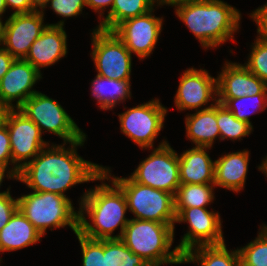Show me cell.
<instances>
[{
  "instance_id": "4",
  "label": "cell",
  "mask_w": 267,
  "mask_h": 266,
  "mask_svg": "<svg viewBox=\"0 0 267 266\" xmlns=\"http://www.w3.org/2000/svg\"><path fill=\"white\" fill-rule=\"evenodd\" d=\"M175 223L130 219L120 240L150 266L182 264L183 254L174 243Z\"/></svg>"
},
{
  "instance_id": "15",
  "label": "cell",
  "mask_w": 267,
  "mask_h": 266,
  "mask_svg": "<svg viewBox=\"0 0 267 266\" xmlns=\"http://www.w3.org/2000/svg\"><path fill=\"white\" fill-rule=\"evenodd\" d=\"M174 98L178 110L199 111L210 100L217 102V78L209 75L205 69L188 68L180 78Z\"/></svg>"
},
{
  "instance_id": "37",
  "label": "cell",
  "mask_w": 267,
  "mask_h": 266,
  "mask_svg": "<svg viewBox=\"0 0 267 266\" xmlns=\"http://www.w3.org/2000/svg\"><path fill=\"white\" fill-rule=\"evenodd\" d=\"M6 7L12 8L15 11L12 14L30 13L35 11L29 0H4Z\"/></svg>"
},
{
  "instance_id": "12",
  "label": "cell",
  "mask_w": 267,
  "mask_h": 266,
  "mask_svg": "<svg viewBox=\"0 0 267 266\" xmlns=\"http://www.w3.org/2000/svg\"><path fill=\"white\" fill-rule=\"evenodd\" d=\"M175 222L189 224V231L184 234L177 246L183 255L196 246L225 243L218 212L199 207L183 208L176 215Z\"/></svg>"
},
{
  "instance_id": "41",
  "label": "cell",
  "mask_w": 267,
  "mask_h": 266,
  "mask_svg": "<svg viewBox=\"0 0 267 266\" xmlns=\"http://www.w3.org/2000/svg\"><path fill=\"white\" fill-rule=\"evenodd\" d=\"M194 1H199V0H156V4H158L159 6H163V5H171V6H177L183 3H188V2H194Z\"/></svg>"
},
{
  "instance_id": "30",
  "label": "cell",
  "mask_w": 267,
  "mask_h": 266,
  "mask_svg": "<svg viewBox=\"0 0 267 266\" xmlns=\"http://www.w3.org/2000/svg\"><path fill=\"white\" fill-rule=\"evenodd\" d=\"M260 229L253 241L238 249L241 266H267V226Z\"/></svg>"
},
{
  "instance_id": "9",
  "label": "cell",
  "mask_w": 267,
  "mask_h": 266,
  "mask_svg": "<svg viewBox=\"0 0 267 266\" xmlns=\"http://www.w3.org/2000/svg\"><path fill=\"white\" fill-rule=\"evenodd\" d=\"M92 59L97 75L130 80L132 54L113 31L95 28L92 32Z\"/></svg>"
},
{
  "instance_id": "26",
  "label": "cell",
  "mask_w": 267,
  "mask_h": 266,
  "mask_svg": "<svg viewBox=\"0 0 267 266\" xmlns=\"http://www.w3.org/2000/svg\"><path fill=\"white\" fill-rule=\"evenodd\" d=\"M215 187L214 184H180L174 195L175 214L183 208H206L213 203Z\"/></svg>"
},
{
  "instance_id": "31",
  "label": "cell",
  "mask_w": 267,
  "mask_h": 266,
  "mask_svg": "<svg viewBox=\"0 0 267 266\" xmlns=\"http://www.w3.org/2000/svg\"><path fill=\"white\" fill-rule=\"evenodd\" d=\"M251 53L244 65L267 85V41L256 38Z\"/></svg>"
},
{
  "instance_id": "29",
  "label": "cell",
  "mask_w": 267,
  "mask_h": 266,
  "mask_svg": "<svg viewBox=\"0 0 267 266\" xmlns=\"http://www.w3.org/2000/svg\"><path fill=\"white\" fill-rule=\"evenodd\" d=\"M217 102L230 110L237 119L245 121L253 127L249 116L267 108V94L245 95L234 99H217Z\"/></svg>"
},
{
  "instance_id": "38",
  "label": "cell",
  "mask_w": 267,
  "mask_h": 266,
  "mask_svg": "<svg viewBox=\"0 0 267 266\" xmlns=\"http://www.w3.org/2000/svg\"><path fill=\"white\" fill-rule=\"evenodd\" d=\"M114 0H86L87 7H90L95 12L99 13V17H104V12L106 8L110 7L107 11V15L111 13V9L113 6ZM103 14V15H102Z\"/></svg>"
},
{
  "instance_id": "28",
  "label": "cell",
  "mask_w": 267,
  "mask_h": 266,
  "mask_svg": "<svg viewBox=\"0 0 267 266\" xmlns=\"http://www.w3.org/2000/svg\"><path fill=\"white\" fill-rule=\"evenodd\" d=\"M216 121L220 139L241 140L251 134L253 127L245 121L237 119L224 105L216 102Z\"/></svg>"
},
{
  "instance_id": "40",
  "label": "cell",
  "mask_w": 267,
  "mask_h": 266,
  "mask_svg": "<svg viewBox=\"0 0 267 266\" xmlns=\"http://www.w3.org/2000/svg\"><path fill=\"white\" fill-rule=\"evenodd\" d=\"M5 174H6V176H5ZM4 176L7 177L8 179L11 178V179L17 180V176L13 173V170H7V169H4V168L0 167V186H1L2 182H3V179L5 178ZM9 190L10 189L7 188V191L0 192V196L8 193Z\"/></svg>"
},
{
  "instance_id": "7",
  "label": "cell",
  "mask_w": 267,
  "mask_h": 266,
  "mask_svg": "<svg viewBox=\"0 0 267 266\" xmlns=\"http://www.w3.org/2000/svg\"><path fill=\"white\" fill-rule=\"evenodd\" d=\"M18 109L39 127L41 133H53L64 143L75 142L85 135L56 100L39 91Z\"/></svg>"
},
{
  "instance_id": "3",
  "label": "cell",
  "mask_w": 267,
  "mask_h": 266,
  "mask_svg": "<svg viewBox=\"0 0 267 266\" xmlns=\"http://www.w3.org/2000/svg\"><path fill=\"white\" fill-rule=\"evenodd\" d=\"M175 14L205 49L233 40L241 13L223 0H199L175 6Z\"/></svg>"
},
{
  "instance_id": "33",
  "label": "cell",
  "mask_w": 267,
  "mask_h": 266,
  "mask_svg": "<svg viewBox=\"0 0 267 266\" xmlns=\"http://www.w3.org/2000/svg\"><path fill=\"white\" fill-rule=\"evenodd\" d=\"M51 9L59 16L63 18L74 17L80 15L86 0H49Z\"/></svg>"
},
{
  "instance_id": "5",
  "label": "cell",
  "mask_w": 267,
  "mask_h": 266,
  "mask_svg": "<svg viewBox=\"0 0 267 266\" xmlns=\"http://www.w3.org/2000/svg\"><path fill=\"white\" fill-rule=\"evenodd\" d=\"M18 209L44 236L46 229L69 226L78 232L79 211L67 196L52 192H30L18 198Z\"/></svg>"
},
{
  "instance_id": "43",
  "label": "cell",
  "mask_w": 267,
  "mask_h": 266,
  "mask_svg": "<svg viewBox=\"0 0 267 266\" xmlns=\"http://www.w3.org/2000/svg\"><path fill=\"white\" fill-rule=\"evenodd\" d=\"M8 111L9 108L5 104L0 102V127L4 125L5 117Z\"/></svg>"
},
{
  "instance_id": "18",
  "label": "cell",
  "mask_w": 267,
  "mask_h": 266,
  "mask_svg": "<svg viewBox=\"0 0 267 266\" xmlns=\"http://www.w3.org/2000/svg\"><path fill=\"white\" fill-rule=\"evenodd\" d=\"M63 26V20L56 24H49L33 42L24 58L39 72L41 68L51 66L66 56L67 34Z\"/></svg>"
},
{
  "instance_id": "19",
  "label": "cell",
  "mask_w": 267,
  "mask_h": 266,
  "mask_svg": "<svg viewBox=\"0 0 267 266\" xmlns=\"http://www.w3.org/2000/svg\"><path fill=\"white\" fill-rule=\"evenodd\" d=\"M206 149L195 146L178 155L180 184H214L215 161Z\"/></svg>"
},
{
  "instance_id": "39",
  "label": "cell",
  "mask_w": 267,
  "mask_h": 266,
  "mask_svg": "<svg viewBox=\"0 0 267 266\" xmlns=\"http://www.w3.org/2000/svg\"><path fill=\"white\" fill-rule=\"evenodd\" d=\"M15 58L3 47H0V80L7 73Z\"/></svg>"
},
{
  "instance_id": "35",
  "label": "cell",
  "mask_w": 267,
  "mask_h": 266,
  "mask_svg": "<svg viewBox=\"0 0 267 266\" xmlns=\"http://www.w3.org/2000/svg\"><path fill=\"white\" fill-rule=\"evenodd\" d=\"M10 163L12 165L10 137L8 128L4 124L0 127V167L12 170L8 166Z\"/></svg>"
},
{
  "instance_id": "10",
  "label": "cell",
  "mask_w": 267,
  "mask_h": 266,
  "mask_svg": "<svg viewBox=\"0 0 267 266\" xmlns=\"http://www.w3.org/2000/svg\"><path fill=\"white\" fill-rule=\"evenodd\" d=\"M167 111L158 98L130 108L118 115L121 132L140 148L152 149Z\"/></svg>"
},
{
  "instance_id": "23",
  "label": "cell",
  "mask_w": 267,
  "mask_h": 266,
  "mask_svg": "<svg viewBox=\"0 0 267 266\" xmlns=\"http://www.w3.org/2000/svg\"><path fill=\"white\" fill-rule=\"evenodd\" d=\"M91 83V95L102 110H111L116 104L131 99L130 80H114L96 75Z\"/></svg>"
},
{
  "instance_id": "46",
  "label": "cell",
  "mask_w": 267,
  "mask_h": 266,
  "mask_svg": "<svg viewBox=\"0 0 267 266\" xmlns=\"http://www.w3.org/2000/svg\"><path fill=\"white\" fill-rule=\"evenodd\" d=\"M6 10H7V7L5 5V1L0 0V17L3 16V13H5Z\"/></svg>"
},
{
  "instance_id": "2",
  "label": "cell",
  "mask_w": 267,
  "mask_h": 266,
  "mask_svg": "<svg viewBox=\"0 0 267 266\" xmlns=\"http://www.w3.org/2000/svg\"><path fill=\"white\" fill-rule=\"evenodd\" d=\"M98 180L102 184L89 188L80 198L78 232L96 240L120 239L130 220L125 217L128 210L125 195L103 171L98 175ZM105 180H109L111 185L104 183ZM119 226L120 233L112 236Z\"/></svg>"
},
{
  "instance_id": "45",
  "label": "cell",
  "mask_w": 267,
  "mask_h": 266,
  "mask_svg": "<svg viewBox=\"0 0 267 266\" xmlns=\"http://www.w3.org/2000/svg\"><path fill=\"white\" fill-rule=\"evenodd\" d=\"M4 28H5V23L2 22V18L0 17V46L3 44L4 40Z\"/></svg>"
},
{
  "instance_id": "1",
  "label": "cell",
  "mask_w": 267,
  "mask_h": 266,
  "mask_svg": "<svg viewBox=\"0 0 267 266\" xmlns=\"http://www.w3.org/2000/svg\"><path fill=\"white\" fill-rule=\"evenodd\" d=\"M86 134L75 142L50 147L48 144L19 171L17 180L33 192H52L65 195L76 184L97 181L103 166L84 160L77 154L78 146L84 145Z\"/></svg>"
},
{
  "instance_id": "42",
  "label": "cell",
  "mask_w": 267,
  "mask_h": 266,
  "mask_svg": "<svg viewBox=\"0 0 267 266\" xmlns=\"http://www.w3.org/2000/svg\"><path fill=\"white\" fill-rule=\"evenodd\" d=\"M29 2L35 11H44L43 9L47 8L49 0H29Z\"/></svg>"
},
{
  "instance_id": "8",
  "label": "cell",
  "mask_w": 267,
  "mask_h": 266,
  "mask_svg": "<svg viewBox=\"0 0 267 266\" xmlns=\"http://www.w3.org/2000/svg\"><path fill=\"white\" fill-rule=\"evenodd\" d=\"M129 176L133 181L175 195L179 185L178 153L162 140Z\"/></svg>"
},
{
  "instance_id": "25",
  "label": "cell",
  "mask_w": 267,
  "mask_h": 266,
  "mask_svg": "<svg viewBox=\"0 0 267 266\" xmlns=\"http://www.w3.org/2000/svg\"><path fill=\"white\" fill-rule=\"evenodd\" d=\"M155 3L156 0H114L111 13L101 19L97 28L113 31L123 21L148 13Z\"/></svg>"
},
{
  "instance_id": "24",
  "label": "cell",
  "mask_w": 267,
  "mask_h": 266,
  "mask_svg": "<svg viewBox=\"0 0 267 266\" xmlns=\"http://www.w3.org/2000/svg\"><path fill=\"white\" fill-rule=\"evenodd\" d=\"M183 262L199 263L201 266H241L238 248L230 252L225 243L191 248L183 255Z\"/></svg>"
},
{
  "instance_id": "17",
  "label": "cell",
  "mask_w": 267,
  "mask_h": 266,
  "mask_svg": "<svg viewBox=\"0 0 267 266\" xmlns=\"http://www.w3.org/2000/svg\"><path fill=\"white\" fill-rule=\"evenodd\" d=\"M217 76V99L267 94V85L243 64L226 61Z\"/></svg>"
},
{
  "instance_id": "32",
  "label": "cell",
  "mask_w": 267,
  "mask_h": 266,
  "mask_svg": "<svg viewBox=\"0 0 267 266\" xmlns=\"http://www.w3.org/2000/svg\"><path fill=\"white\" fill-rule=\"evenodd\" d=\"M82 250V266H102V240L91 239L75 233Z\"/></svg>"
},
{
  "instance_id": "27",
  "label": "cell",
  "mask_w": 267,
  "mask_h": 266,
  "mask_svg": "<svg viewBox=\"0 0 267 266\" xmlns=\"http://www.w3.org/2000/svg\"><path fill=\"white\" fill-rule=\"evenodd\" d=\"M102 266H150L120 239L102 240Z\"/></svg>"
},
{
  "instance_id": "21",
  "label": "cell",
  "mask_w": 267,
  "mask_h": 266,
  "mask_svg": "<svg viewBox=\"0 0 267 266\" xmlns=\"http://www.w3.org/2000/svg\"><path fill=\"white\" fill-rule=\"evenodd\" d=\"M42 236L18 209L0 231V252L16 251L34 245Z\"/></svg>"
},
{
  "instance_id": "34",
  "label": "cell",
  "mask_w": 267,
  "mask_h": 266,
  "mask_svg": "<svg viewBox=\"0 0 267 266\" xmlns=\"http://www.w3.org/2000/svg\"><path fill=\"white\" fill-rule=\"evenodd\" d=\"M18 210V198H12L10 190L0 196V231Z\"/></svg>"
},
{
  "instance_id": "22",
  "label": "cell",
  "mask_w": 267,
  "mask_h": 266,
  "mask_svg": "<svg viewBox=\"0 0 267 266\" xmlns=\"http://www.w3.org/2000/svg\"><path fill=\"white\" fill-rule=\"evenodd\" d=\"M185 129L187 138L200 147H210L214 140L220 139V132L216 121V102L210 106L186 115Z\"/></svg>"
},
{
  "instance_id": "36",
  "label": "cell",
  "mask_w": 267,
  "mask_h": 266,
  "mask_svg": "<svg viewBox=\"0 0 267 266\" xmlns=\"http://www.w3.org/2000/svg\"><path fill=\"white\" fill-rule=\"evenodd\" d=\"M254 22H256L258 38L267 41V3L258 7L250 15Z\"/></svg>"
},
{
  "instance_id": "16",
  "label": "cell",
  "mask_w": 267,
  "mask_h": 266,
  "mask_svg": "<svg viewBox=\"0 0 267 266\" xmlns=\"http://www.w3.org/2000/svg\"><path fill=\"white\" fill-rule=\"evenodd\" d=\"M41 72L25 59H15L7 73L0 80V102L9 109H18L30 96L35 83L42 79ZM16 101V105L12 104Z\"/></svg>"
},
{
  "instance_id": "44",
  "label": "cell",
  "mask_w": 267,
  "mask_h": 266,
  "mask_svg": "<svg viewBox=\"0 0 267 266\" xmlns=\"http://www.w3.org/2000/svg\"><path fill=\"white\" fill-rule=\"evenodd\" d=\"M258 169L262 171L267 177V156L264 158L262 163L258 166Z\"/></svg>"
},
{
  "instance_id": "6",
  "label": "cell",
  "mask_w": 267,
  "mask_h": 266,
  "mask_svg": "<svg viewBox=\"0 0 267 266\" xmlns=\"http://www.w3.org/2000/svg\"><path fill=\"white\" fill-rule=\"evenodd\" d=\"M102 171L123 191L134 219L175 223L174 196L171 193L137 183L130 177L112 176L109 167H103Z\"/></svg>"
},
{
  "instance_id": "20",
  "label": "cell",
  "mask_w": 267,
  "mask_h": 266,
  "mask_svg": "<svg viewBox=\"0 0 267 266\" xmlns=\"http://www.w3.org/2000/svg\"><path fill=\"white\" fill-rule=\"evenodd\" d=\"M249 155V151L244 149L214 160V185L236 193L242 190L246 182Z\"/></svg>"
},
{
  "instance_id": "14",
  "label": "cell",
  "mask_w": 267,
  "mask_h": 266,
  "mask_svg": "<svg viewBox=\"0 0 267 266\" xmlns=\"http://www.w3.org/2000/svg\"><path fill=\"white\" fill-rule=\"evenodd\" d=\"M44 12L11 14L5 21L2 47L15 59H24L33 42L49 24H44Z\"/></svg>"
},
{
  "instance_id": "13",
  "label": "cell",
  "mask_w": 267,
  "mask_h": 266,
  "mask_svg": "<svg viewBox=\"0 0 267 266\" xmlns=\"http://www.w3.org/2000/svg\"><path fill=\"white\" fill-rule=\"evenodd\" d=\"M152 12L131 18L120 23L113 32L125 44L130 53L141 60L149 57L159 40L163 26V17Z\"/></svg>"
},
{
  "instance_id": "11",
  "label": "cell",
  "mask_w": 267,
  "mask_h": 266,
  "mask_svg": "<svg viewBox=\"0 0 267 266\" xmlns=\"http://www.w3.org/2000/svg\"><path fill=\"white\" fill-rule=\"evenodd\" d=\"M4 124L8 128L10 137L14 166L12 170L18 176L22 167L32 161L49 143L42 139L39 127L19 109H9Z\"/></svg>"
}]
</instances>
